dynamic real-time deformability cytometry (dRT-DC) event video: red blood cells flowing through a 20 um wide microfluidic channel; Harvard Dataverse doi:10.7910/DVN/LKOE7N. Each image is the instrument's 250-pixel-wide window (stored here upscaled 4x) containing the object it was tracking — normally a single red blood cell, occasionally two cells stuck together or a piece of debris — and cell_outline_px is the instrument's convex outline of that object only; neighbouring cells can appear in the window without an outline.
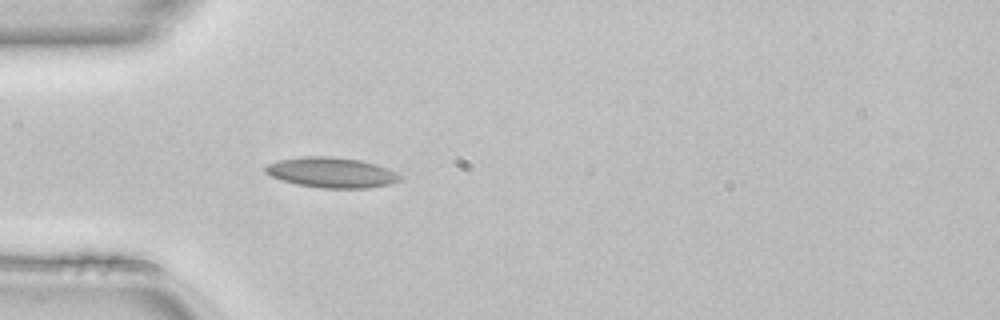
{"species": "common noctule bat (a hibernating species)", "species_latin": "Nyctalus noctula", "temperature_condition": "room temperature", "stored_images_in_passage": 41, "camera_frame_rate_fps": 3000, "um_per_image_px": 0.085, "animal": {"sex": "female", "body_mass_g": 22.7, "forearm_length_mm": 54.2}, "frame": {"image": 1, "passage_image": 7, "time_ms": 2.0, "image_size_px": [1000, 320], "cell_outline_px": [[404, 176], [400, 180], [388, 184], [368, 188], [320, 188], [296, 184], [272, 176], [264, 172], [264, 168], [268, 164], [280, 160], [304, 156], [332, 156], [360, 160], [376, 164], [396, 172]], "centroid_in_image_um": [28.2, 14.66], "position_along_channel_um": 56.8, "area_um2": 23.7}}
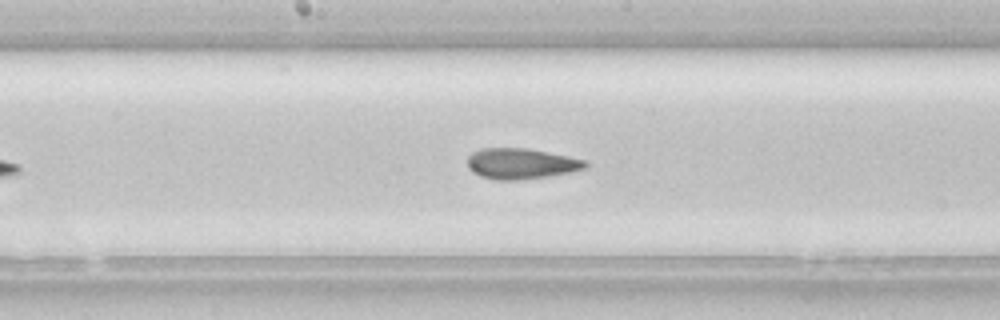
{"frame": {"image": 2, "passage_image": 18, "time_ms": 5.667, "image_size_px": [1000, 320], "cell_outline_px": [[588, 164], [584, 168], [572, 172], [548, 176], [520, 180], [496, 180], [480, 176], [472, 172], [468, 168], [468, 156], [472, 152], [480, 148], [528, 148], [588, 160]], "centroid_in_image_um": [44.28, 13.91], "position_along_channel_um": 203.9, "area_um2": 21.27}, "authors_computed_cell_mechanics": {"area_um2": 21.6172, "velocity_mm_per_s": 4.1531, "shape_relaxation_time_tau1_ms": 10.3299, "shape_relaxation_time_tau2_ms": 1.9784, "deformation_change_tau1": 0.1853, "deformation_change_tau2": 0.0718}}